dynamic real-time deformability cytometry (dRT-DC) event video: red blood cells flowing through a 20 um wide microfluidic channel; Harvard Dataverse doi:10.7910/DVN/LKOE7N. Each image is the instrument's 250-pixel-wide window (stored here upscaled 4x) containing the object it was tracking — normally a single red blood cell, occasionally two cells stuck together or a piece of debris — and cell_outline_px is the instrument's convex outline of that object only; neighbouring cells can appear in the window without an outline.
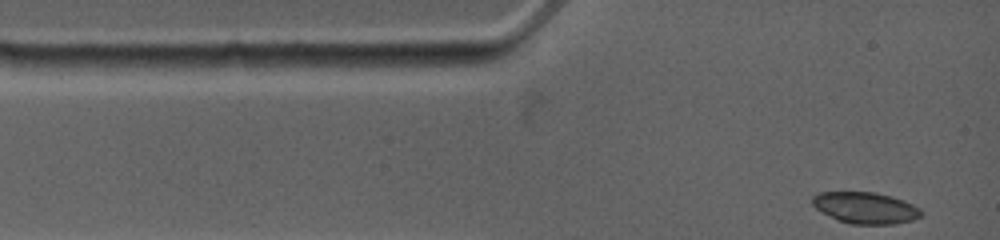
{"species": "common noctule bat (a hibernating species)", "species_latin": "Nyctalus noctula", "temperature_condition": "warm", "stored_images_in_passage": 44, "camera_frame_rate_fps": 4500, "um_per_image_px": 0.085, "animal": {"sex": "female", "body_mass_g": 19.0, "forearm_length_mm": 53.3}, "frame": {"image": 1, "passage_image": 1, "time_ms": 0.0, "image_size_px": [1000, 240], "cell_outline_px": [[920, 216], [912, 220], [896, 224], [848, 224], [836, 220], [816, 208], [812, 204], [812, 196], [820, 192], [872, 192], [892, 196], [904, 200], [920, 208]], "centroid_in_image_um": [73.54, 17.67], "position_along_channel_um": 11.5, "area_um2": 19.94}}
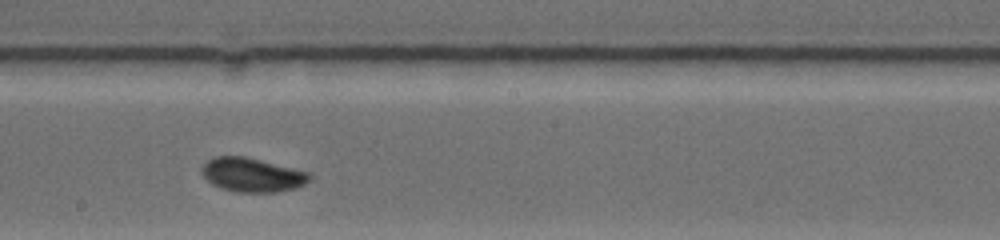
{"frame": {"image": 2, "passage_image": 26, "time_ms": 6.444, "image_size_px": [1000, 240], "cell_outline_px": [[312, 180], [296, 188], [276, 192], [236, 192], [220, 188], [212, 184], [200, 172], [200, 168], [208, 160], [216, 156], [244, 156], [308, 172], [312, 176]], "centroid_in_image_um": [21.42, 14.87], "position_along_channel_um": 226.8, "area_um2": 21.33}}
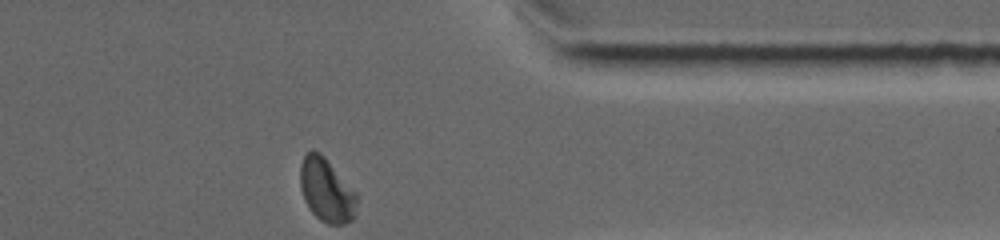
{"frame": {"image": 3, "passage_image": 44, "time_ms": 10.889, "image_size_px": [1000, 240], "cell_outline_px": [[360, 196], [352, 220], [344, 224], [328, 224], [320, 220], [312, 212], [304, 200], [300, 188], [300, 164], [304, 156], [312, 148], [320, 152], [324, 156]], "centroid_in_image_um": [27.76, 16.16], "position_along_channel_um": 383.6, "area_um2": 21.27}, "authors_computed_cell_mechanics": {"area_um2": 21.2415, "velocity_mm_per_s": 3.806, "shape_relaxation_time_tau1_ms": null, "shape_relaxation_time_tau2_ms": 2.15, "deformation_change_tau1": null, "deformation_change_tau2": 0.0523}}